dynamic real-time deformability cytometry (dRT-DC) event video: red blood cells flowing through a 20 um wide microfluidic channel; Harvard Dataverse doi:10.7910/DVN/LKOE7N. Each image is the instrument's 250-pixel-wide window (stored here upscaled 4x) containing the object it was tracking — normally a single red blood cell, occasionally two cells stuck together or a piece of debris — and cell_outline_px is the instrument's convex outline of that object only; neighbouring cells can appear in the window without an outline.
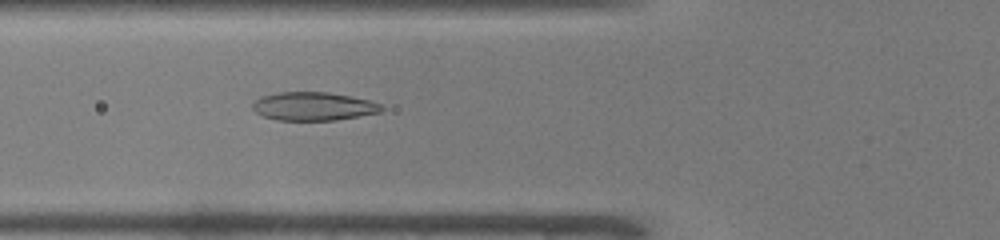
{"species": "common noctule bat (a hibernating species)", "species_latin": "Nyctalus noctula", "temperature_condition": "warm", "stored_images_in_passage": 44, "camera_frame_rate_fps": 3000, "um_per_image_px": 0.085, "animal": {"sex": "male", "body_mass_g": 19.0, "forearm_length_mm": 50.8}, "frame": {"image": 1, "passage_image": 13, "time_ms": 4.0, "image_size_px": [1000, 240], "cell_outline_px": [[384, 108], [380, 112], [336, 120], [280, 120], [264, 116], [256, 112], [252, 108], [252, 100], [260, 96], [280, 92], [328, 92], [368, 100], [380, 104]], "centroid_in_image_um": [26.59, 9.03], "position_along_channel_um": 99.2, "area_um2": 21.21}}
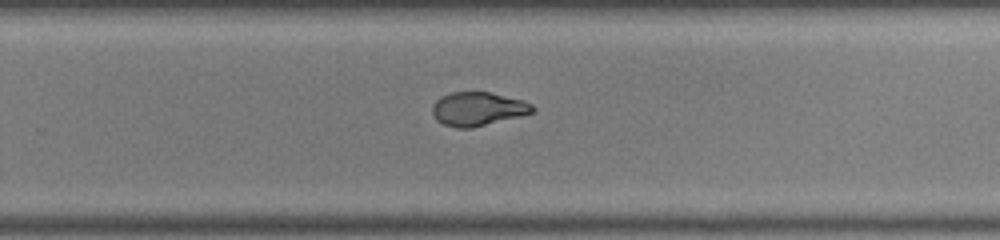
{"frame": {"image": 2, "passage_image": 27, "time_ms": 8.667, "image_size_px": [1000, 240], "cell_outline_px": [[536, 108], [532, 112], [520, 116], [472, 128], [456, 128], [444, 124], [436, 120], [432, 116], [432, 104], [440, 96], [452, 92], [488, 92], [524, 100], [532, 104]], "centroid_in_image_um": [40.59, 9.26], "position_along_channel_um": 289.2, "area_um2": 19.77}}
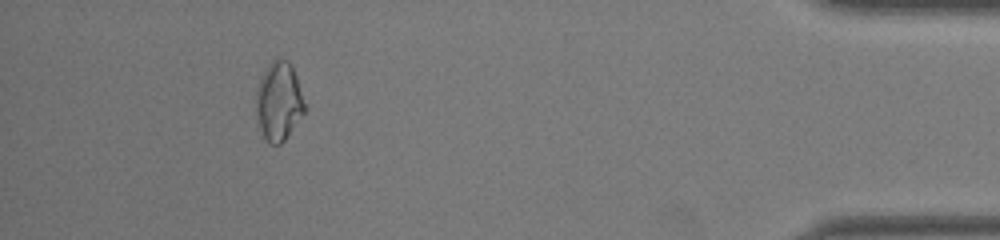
{"frame": {"image": 3, "passage_image": 40, "time_ms": 13.0, "image_size_px": [1000, 240], "cell_outline_px": [[304, 112], [284, 140], [280, 144], [268, 144], [264, 140], [256, 116], [256, 88], [268, 64], [272, 60], [288, 60], [296, 76], [304, 104]], "centroid_in_image_um": [23.65, 8.64], "position_along_channel_um": 411.5, "area_um2": 21.85}, "authors_computed_cell_mechanics": {"area_um2": 20.7213, "velocity_mm_per_s": 4.0813, "shape_relaxation_time_tau1_ms": 10.1941, "shape_relaxation_time_tau2_ms": null, "deformation_change_tau1": 0.3087, "deformation_change_tau2": null}}